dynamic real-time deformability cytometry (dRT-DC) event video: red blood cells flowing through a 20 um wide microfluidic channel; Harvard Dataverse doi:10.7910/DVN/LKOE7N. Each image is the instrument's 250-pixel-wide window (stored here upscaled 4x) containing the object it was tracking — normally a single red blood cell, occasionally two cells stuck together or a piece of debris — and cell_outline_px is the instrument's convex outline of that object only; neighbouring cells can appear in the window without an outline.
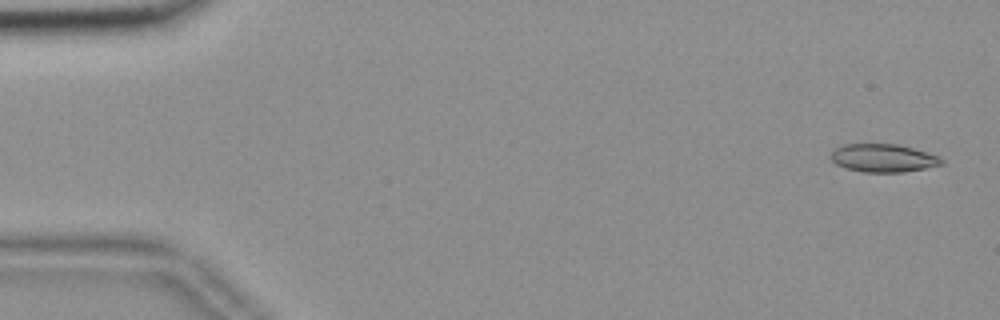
{"species": "common noctule bat (a hibernating species)", "species_latin": "Nyctalus noctula", "temperature_condition": "room temperature", "stored_images_in_passage": 56, "camera_frame_rate_fps": 3000, "um_per_image_px": 0.085, "animal": {"sex": "female", "body_mass_g": 18.4}, "frame": {"image": 1, "passage_image": 2, "time_ms": 0.333, "image_size_px": [1000, 320], "cell_outline_px": [[944, 164], [904, 172], [864, 172], [848, 168], [836, 164], [828, 156], [836, 148], [844, 144], [896, 144], [928, 152], [944, 160]], "centroid_in_image_um": [75.06, 13.43], "position_along_channel_um": 9.9, "area_um2": 17.98}}
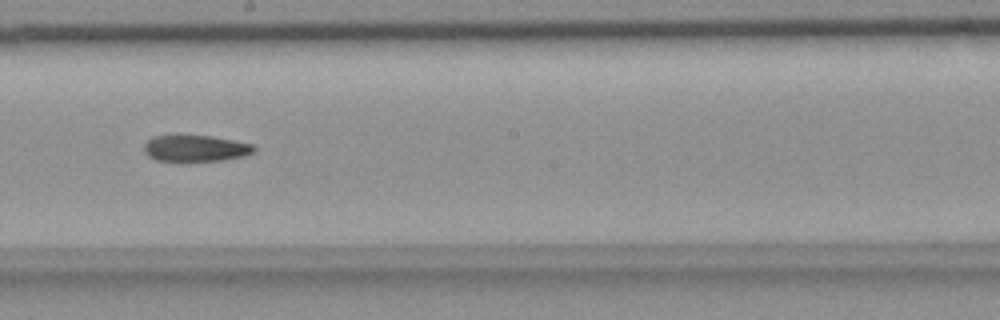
{"frame": {"image": 2, "passage_image": 31, "time_ms": 10.0, "image_size_px": [1000, 320], "cell_outline_px": [[256, 148], [252, 152], [244, 156], [224, 160], [156, 160], [148, 156], [144, 152], [144, 144], [152, 136], [208, 136], [232, 140], [252, 144]], "centroid_in_image_um": [16.6, 12.6], "position_along_channel_um": 231.6, "area_um2": 16.47}}
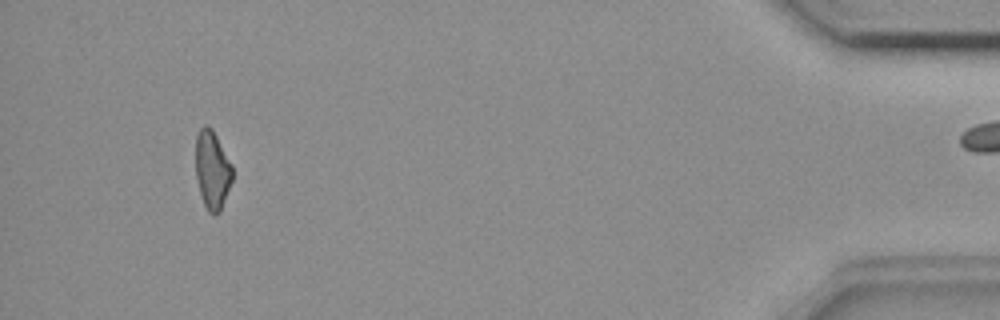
{"frame": {"image": 3, "passage_image": 52, "time_ms": 17.0, "image_size_px": [1000, 320], "cell_outline_px": [[232, 180], [220, 212], [208, 212], [204, 204], [200, 192], [196, 176], [196, 136], [200, 128], [204, 124], [208, 124], [212, 128], [232, 164]], "centroid_in_image_um": [18.04, 14.39], "position_along_channel_um": 417.2, "area_um2": 16.65}}